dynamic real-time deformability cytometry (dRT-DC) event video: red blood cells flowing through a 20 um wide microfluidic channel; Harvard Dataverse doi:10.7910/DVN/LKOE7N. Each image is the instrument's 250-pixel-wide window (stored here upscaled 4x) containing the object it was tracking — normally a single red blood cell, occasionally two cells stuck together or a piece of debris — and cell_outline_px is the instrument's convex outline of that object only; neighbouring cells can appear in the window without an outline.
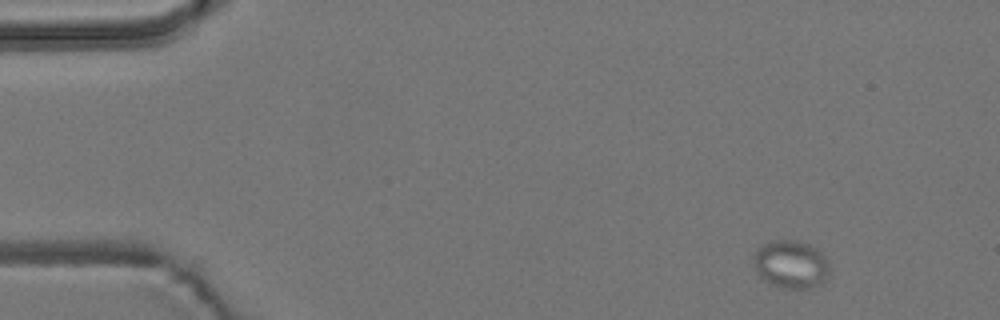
{"species": "common noctule bat (a hibernating species)", "species_latin": "Nyctalus noctula", "temperature_condition": "room temperature", "stored_images_in_passage": 5, "camera_frame_rate_fps": 3000, "um_per_image_px": 0.085, "animal": {"sex": "male", "body_mass_g": 19.2, "forearm_length_mm": 51.8}, "frame": {"image": 1, "passage_image": 1, "time_ms": 0.0, "image_size_px": [1000, 320], "cell_outline_px": [[828, 272], [824, 280], [820, 284], [808, 288], [780, 288], [768, 284], [756, 272], [752, 256], [756, 248], [772, 240], [800, 240], [816, 248], [828, 260]], "centroid_in_image_um": [67.18, 22.46], "position_along_channel_um": 17.8, "area_um2": 21.44}}
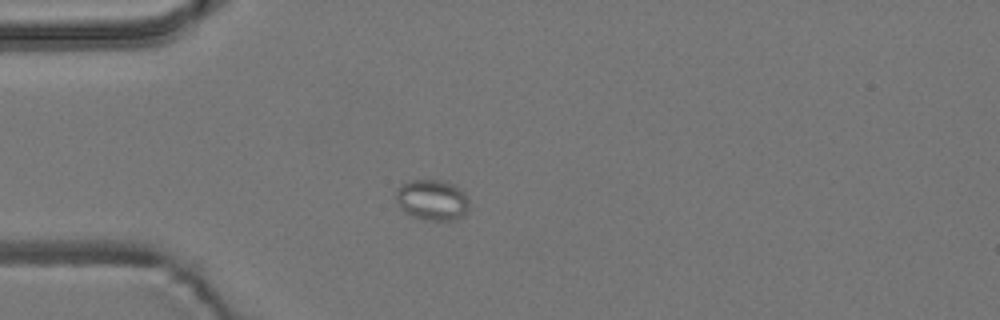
{"frame": {"image": 2, "passage_image": 4, "time_ms": 3.333, "image_size_px": [1000, 320], "cell_outline_px": [[468, 212], [464, 216], [456, 220], [424, 220], [412, 216], [404, 212], [400, 208], [396, 200], [396, 188], [400, 184], [412, 180], [440, 180], [452, 184], [464, 192], [468, 200]], "centroid_in_image_um": [36.72, 17.01], "position_along_channel_um": 48.3, "area_um2": 17.57}}
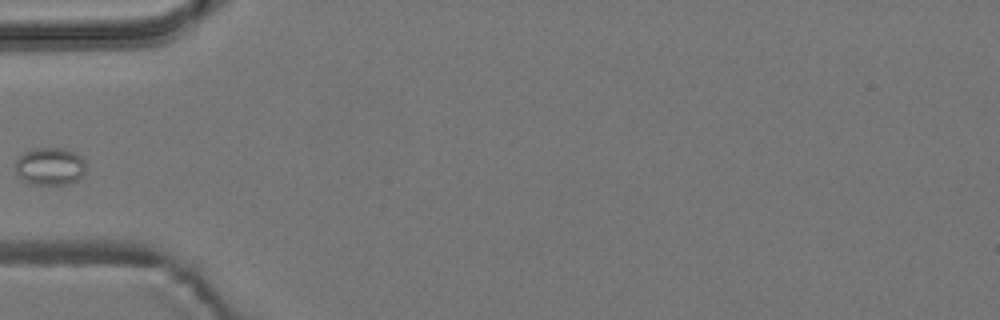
{"frame": {"image": 3, "passage_image": 5, "time_ms": 4.667, "image_size_px": [1000, 320], "cell_outline_px": [[84, 176], [80, 180], [72, 184], [28, 184], [16, 176], [16, 160], [24, 152], [36, 148], [64, 148], [76, 152], [84, 160]], "centroid_in_image_um": [4.26, 14.16], "position_along_channel_um": 80.7, "area_um2": 15.78}}